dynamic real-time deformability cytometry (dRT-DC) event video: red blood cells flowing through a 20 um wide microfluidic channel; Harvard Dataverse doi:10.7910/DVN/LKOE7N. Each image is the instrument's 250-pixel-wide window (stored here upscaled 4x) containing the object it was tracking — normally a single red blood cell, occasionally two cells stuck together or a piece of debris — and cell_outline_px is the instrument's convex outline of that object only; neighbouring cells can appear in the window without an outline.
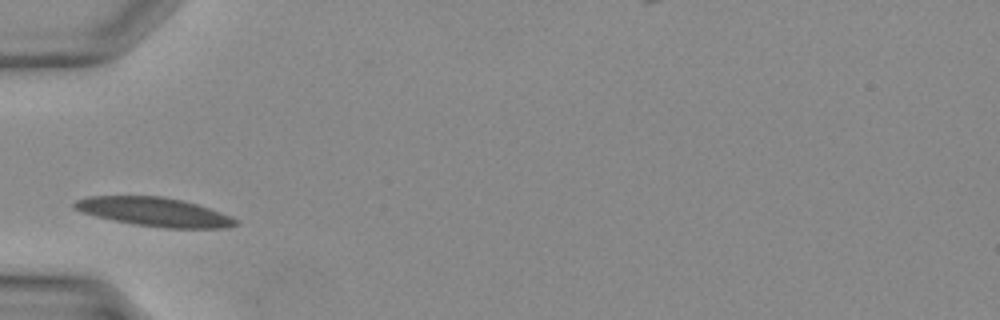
{"species": "Egyptian fruit bat (a non-hibernating species)", "species_latin": "Rousettus aegyptiacus", "temperature_condition": "warm", "stored_images_in_passage": 21, "camera_frame_rate_fps": 3000, "um_per_image_px": 0.085, "animal": {"sex": "female"}, "frame": {"image": 1, "passage_image": 1, "time_ms": 0.0, "image_size_px": [1000, 320], "cell_outline_px": [[240, 224], [224, 228], [164, 228], [136, 224], [112, 220], [96, 216], [72, 208], [72, 204], [76, 200], [88, 196], [164, 196], [184, 200], [220, 212], [240, 220]], "centroid_in_image_um": [13.14, 18.01], "position_along_channel_um": 71.9, "area_um2": 27.11}}
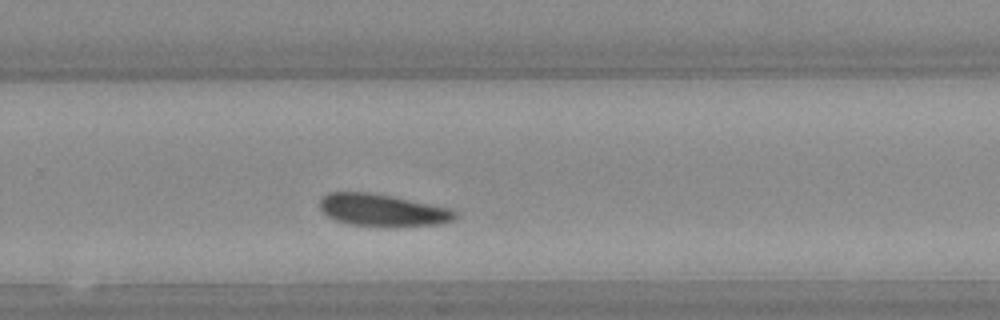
{"frame": {"image": 2, "passage_image": 14, "time_ms": 4.333, "image_size_px": [1000, 320], "cell_outline_px": [[456, 220], [440, 224], [396, 228], [388, 228], [348, 224], [336, 220], [328, 216], [320, 208], [320, 200], [328, 192], [368, 192], [392, 196], [452, 208], [456, 212]], "centroid_in_image_um": [32.57, 17.89], "position_along_channel_um": 297.2, "area_um2": 26.01}}
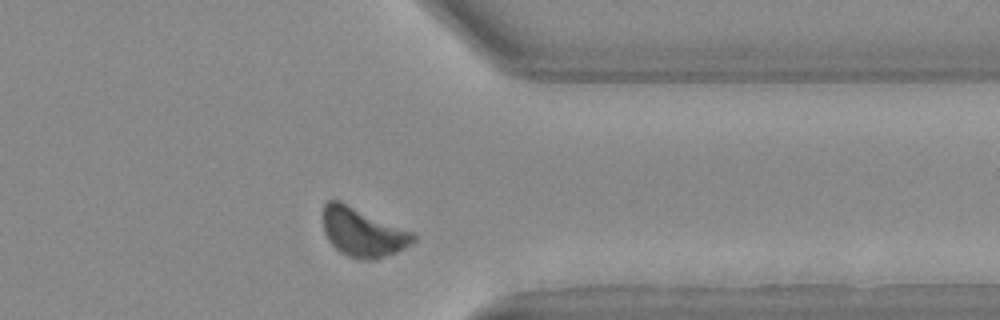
{"frame": {"image": 3, "passage_image": 19, "time_ms": 6.0, "image_size_px": [1000, 320], "cell_outline_px": [[416, 240], [412, 244], [396, 252], [376, 260], [368, 260], [348, 256], [340, 252], [328, 240], [324, 232], [324, 204], [328, 200], [340, 200], [412, 232], [416, 236]], "centroid_in_image_um": [30.84, 19.74], "position_along_channel_um": 380.6, "area_um2": 25.49}}